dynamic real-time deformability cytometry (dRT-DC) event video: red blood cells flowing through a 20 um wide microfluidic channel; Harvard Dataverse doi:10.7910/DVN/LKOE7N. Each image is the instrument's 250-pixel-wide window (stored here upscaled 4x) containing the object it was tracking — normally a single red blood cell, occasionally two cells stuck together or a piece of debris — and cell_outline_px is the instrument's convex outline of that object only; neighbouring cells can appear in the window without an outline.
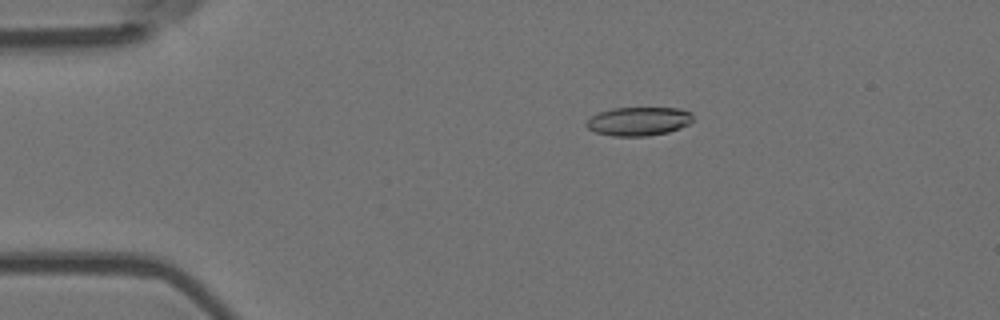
{"species": "Egyptian fruit bat (a non-hibernating species)", "species_latin": "Rousettus aegyptiacus", "temperature_condition": "room temperature", "stored_images_in_passage": 53, "camera_frame_rate_fps": 3000, "um_per_image_px": 0.085, "animal": {"sex": "female"}, "frame": {"image": 1, "passage_image": 11, "time_ms": 3.333, "image_size_px": [1000, 320], "cell_outline_px": [[692, 120], [688, 124], [680, 128], [668, 132], [648, 136], [612, 136], [596, 132], [588, 128], [584, 124], [592, 116], [600, 112], [612, 108], [680, 108], [692, 112]], "centroid_in_image_um": [54.29, 10.31], "position_along_channel_um": 30.7, "area_um2": 17.8}}
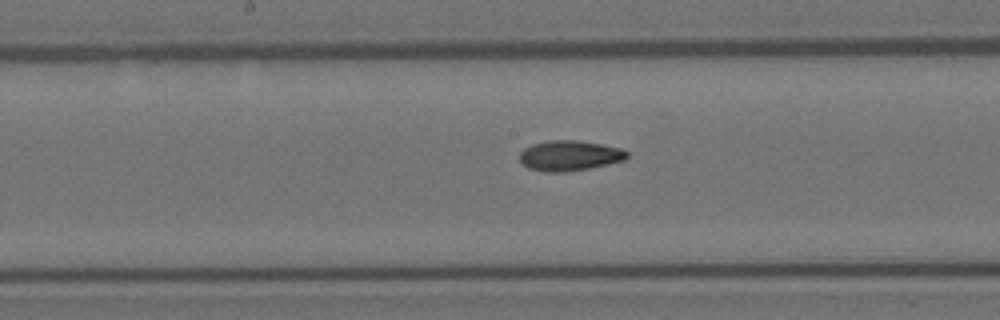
{"frame": {"image": 2, "passage_image": 29, "time_ms": 9.333, "image_size_px": [1000, 320], "cell_outline_px": [[628, 156], [624, 160], [608, 164], [588, 168], [564, 172], [544, 172], [528, 168], [520, 160], [520, 152], [524, 148], [532, 144], [548, 140], [576, 140], [600, 144], [620, 148], [628, 152]], "centroid_in_image_um": [48.39, 13.23], "position_along_channel_um": 199.8, "area_um2": 18.84}}
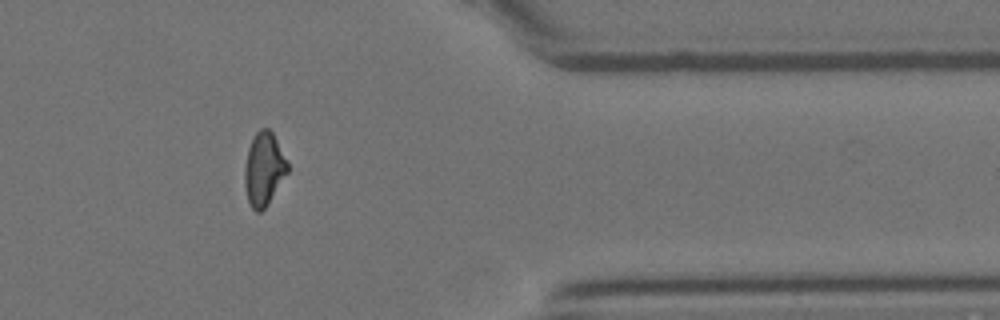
{"frame": {"image": 3, "passage_image": 46, "time_ms": 15.0, "image_size_px": [1000, 320], "cell_outline_px": [[288, 172], [268, 204], [260, 212], [256, 212], [252, 208], [248, 200], [244, 184], [244, 168], [248, 148], [256, 132], [260, 128], [268, 128], [272, 132], [288, 164]], "centroid_in_image_um": [22.41, 14.38], "position_along_channel_um": 389.0, "area_um2": 18.15}}